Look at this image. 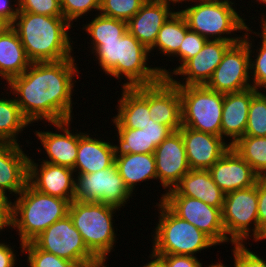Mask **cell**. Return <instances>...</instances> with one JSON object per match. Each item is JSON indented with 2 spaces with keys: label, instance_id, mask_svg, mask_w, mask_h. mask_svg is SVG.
I'll return each mask as SVG.
<instances>
[{
  "label": "cell",
  "instance_id": "cell-47",
  "mask_svg": "<svg viewBox=\"0 0 266 267\" xmlns=\"http://www.w3.org/2000/svg\"><path fill=\"white\" fill-rule=\"evenodd\" d=\"M148 258H150V261L148 260L146 264L140 267H166V265L157 256L153 255L151 252Z\"/></svg>",
  "mask_w": 266,
  "mask_h": 267
},
{
  "label": "cell",
  "instance_id": "cell-9",
  "mask_svg": "<svg viewBox=\"0 0 266 267\" xmlns=\"http://www.w3.org/2000/svg\"><path fill=\"white\" fill-rule=\"evenodd\" d=\"M222 221L230 244L248 243L251 247L249 239L258 242V181L252 187L225 194Z\"/></svg>",
  "mask_w": 266,
  "mask_h": 267
},
{
  "label": "cell",
  "instance_id": "cell-48",
  "mask_svg": "<svg viewBox=\"0 0 266 267\" xmlns=\"http://www.w3.org/2000/svg\"><path fill=\"white\" fill-rule=\"evenodd\" d=\"M144 2H154V3H166L169 5H172L174 9L176 8L175 5L178 4V7L180 6L179 3H182V0H144Z\"/></svg>",
  "mask_w": 266,
  "mask_h": 267
},
{
  "label": "cell",
  "instance_id": "cell-29",
  "mask_svg": "<svg viewBox=\"0 0 266 267\" xmlns=\"http://www.w3.org/2000/svg\"><path fill=\"white\" fill-rule=\"evenodd\" d=\"M119 174L129 191L134 195L136 186L144 181H157V170L154 153H136L115 157Z\"/></svg>",
  "mask_w": 266,
  "mask_h": 267
},
{
  "label": "cell",
  "instance_id": "cell-22",
  "mask_svg": "<svg viewBox=\"0 0 266 267\" xmlns=\"http://www.w3.org/2000/svg\"><path fill=\"white\" fill-rule=\"evenodd\" d=\"M117 115L112 116L113 128L143 129L152 122L149 114V85L120 87Z\"/></svg>",
  "mask_w": 266,
  "mask_h": 267
},
{
  "label": "cell",
  "instance_id": "cell-4",
  "mask_svg": "<svg viewBox=\"0 0 266 267\" xmlns=\"http://www.w3.org/2000/svg\"><path fill=\"white\" fill-rule=\"evenodd\" d=\"M15 198L10 202V228L19 235L21 254L24 243L31 242L54 222L68 215L70 202L41 193L29 183Z\"/></svg>",
  "mask_w": 266,
  "mask_h": 267
},
{
  "label": "cell",
  "instance_id": "cell-31",
  "mask_svg": "<svg viewBox=\"0 0 266 267\" xmlns=\"http://www.w3.org/2000/svg\"><path fill=\"white\" fill-rule=\"evenodd\" d=\"M189 29L185 17L176 10L162 25L158 32V36L154 46L149 50L161 54V57L168 56L171 59L176 57L179 59V47L185 37L186 31ZM173 57V58H172Z\"/></svg>",
  "mask_w": 266,
  "mask_h": 267
},
{
  "label": "cell",
  "instance_id": "cell-1",
  "mask_svg": "<svg viewBox=\"0 0 266 267\" xmlns=\"http://www.w3.org/2000/svg\"><path fill=\"white\" fill-rule=\"evenodd\" d=\"M76 62V58L33 62L21 75L7 83L6 87L31 126L40 121H45L42 123L45 124L74 118L72 96L77 91L74 90L77 83L74 79L81 71Z\"/></svg>",
  "mask_w": 266,
  "mask_h": 267
},
{
  "label": "cell",
  "instance_id": "cell-41",
  "mask_svg": "<svg viewBox=\"0 0 266 267\" xmlns=\"http://www.w3.org/2000/svg\"><path fill=\"white\" fill-rule=\"evenodd\" d=\"M232 246L234 267H266V259L251 251L247 244H232Z\"/></svg>",
  "mask_w": 266,
  "mask_h": 267
},
{
  "label": "cell",
  "instance_id": "cell-6",
  "mask_svg": "<svg viewBox=\"0 0 266 267\" xmlns=\"http://www.w3.org/2000/svg\"><path fill=\"white\" fill-rule=\"evenodd\" d=\"M158 222L153 228L152 249L153 255H191L205 249L216 247L217 244L204 232L190 222L175 215L162 201L156 203Z\"/></svg>",
  "mask_w": 266,
  "mask_h": 267
},
{
  "label": "cell",
  "instance_id": "cell-2",
  "mask_svg": "<svg viewBox=\"0 0 266 267\" xmlns=\"http://www.w3.org/2000/svg\"><path fill=\"white\" fill-rule=\"evenodd\" d=\"M11 26L18 33L26 55L32 63L75 58V42L72 39L76 38L69 33L72 25L64 17L19 11Z\"/></svg>",
  "mask_w": 266,
  "mask_h": 267
},
{
  "label": "cell",
  "instance_id": "cell-17",
  "mask_svg": "<svg viewBox=\"0 0 266 267\" xmlns=\"http://www.w3.org/2000/svg\"><path fill=\"white\" fill-rule=\"evenodd\" d=\"M231 45L227 41L207 40L202 50L190 58L170 80L176 86L206 85Z\"/></svg>",
  "mask_w": 266,
  "mask_h": 267
},
{
  "label": "cell",
  "instance_id": "cell-36",
  "mask_svg": "<svg viewBox=\"0 0 266 267\" xmlns=\"http://www.w3.org/2000/svg\"><path fill=\"white\" fill-rule=\"evenodd\" d=\"M207 39L204 38L202 35L196 33L195 31H192L188 29L186 31L185 37L179 47V64L174 69H166L165 66L160 67V73L162 78L164 79H170L174 74L192 57H194L196 54H198L204 44L206 43ZM171 70V71H170Z\"/></svg>",
  "mask_w": 266,
  "mask_h": 267
},
{
  "label": "cell",
  "instance_id": "cell-7",
  "mask_svg": "<svg viewBox=\"0 0 266 267\" xmlns=\"http://www.w3.org/2000/svg\"><path fill=\"white\" fill-rule=\"evenodd\" d=\"M120 211L111 205L100 202L72 201L68 214L75 228L81 234L87 248L101 261L107 262L110 252L116 246L114 216ZM115 244V245H114Z\"/></svg>",
  "mask_w": 266,
  "mask_h": 267
},
{
  "label": "cell",
  "instance_id": "cell-40",
  "mask_svg": "<svg viewBox=\"0 0 266 267\" xmlns=\"http://www.w3.org/2000/svg\"><path fill=\"white\" fill-rule=\"evenodd\" d=\"M19 11L63 17L60 0H19Z\"/></svg>",
  "mask_w": 266,
  "mask_h": 267
},
{
  "label": "cell",
  "instance_id": "cell-14",
  "mask_svg": "<svg viewBox=\"0 0 266 267\" xmlns=\"http://www.w3.org/2000/svg\"><path fill=\"white\" fill-rule=\"evenodd\" d=\"M157 181L163 187L159 201L164 194L172 190L191 169L189 167L186 150L180 130L173 131L163 140L154 151Z\"/></svg>",
  "mask_w": 266,
  "mask_h": 267
},
{
  "label": "cell",
  "instance_id": "cell-32",
  "mask_svg": "<svg viewBox=\"0 0 266 267\" xmlns=\"http://www.w3.org/2000/svg\"><path fill=\"white\" fill-rule=\"evenodd\" d=\"M4 90H6L5 95L9 93L7 95L9 98L4 95L0 98V142L21 144L18 139L19 134L22 136L23 131L31 124L22 115L19 105L8 88Z\"/></svg>",
  "mask_w": 266,
  "mask_h": 267
},
{
  "label": "cell",
  "instance_id": "cell-53",
  "mask_svg": "<svg viewBox=\"0 0 266 267\" xmlns=\"http://www.w3.org/2000/svg\"><path fill=\"white\" fill-rule=\"evenodd\" d=\"M210 1H227V2H235L233 0H210Z\"/></svg>",
  "mask_w": 266,
  "mask_h": 267
},
{
  "label": "cell",
  "instance_id": "cell-49",
  "mask_svg": "<svg viewBox=\"0 0 266 267\" xmlns=\"http://www.w3.org/2000/svg\"><path fill=\"white\" fill-rule=\"evenodd\" d=\"M9 24H7L4 20H2L0 18V33L8 26Z\"/></svg>",
  "mask_w": 266,
  "mask_h": 267
},
{
  "label": "cell",
  "instance_id": "cell-30",
  "mask_svg": "<svg viewBox=\"0 0 266 267\" xmlns=\"http://www.w3.org/2000/svg\"><path fill=\"white\" fill-rule=\"evenodd\" d=\"M259 15L261 16H258V18H261V25H259V27L261 26V31L255 32L253 29L251 30V28L253 27L248 25L243 39L247 43L248 53L250 57L249 65L252 88L256 89L257 91H262V89H264V91L266 92V11L265 14L263 13L262 15L261 13ZM250 34H252L253 36ZM254 34L255 37L260 38V42H258L259 45H257L258 47L255 46ZM254 47H256V49ZM252 57L255 59H253Z\"/></svg>",
  "mask_w": 266,
  "mask_h": 267
},
{
  "label": "cell",
  "instance_id": "cell-45",
  "mask_svg": "<svg viewBox=\"0 0 266 267\" xmlns=\"http://www.w3.org/2000/svg\"><path fill=\"white\" fill-rule=\"evenodd\" d=\"M0 240V267H15L17 264V253L14 250L15 246H11L9 243Z\"/></svg>",
  "mask_w": 266,
  "mask_h": 267
},
{
  "label": "cell",
  "instance_id": "cell-51",
  "mask_svg": "<svg viewBox=\"0 0 266 267\" xmlns=\"http://www.w3.org/2000/svg\"><path fill=\"white\" fill-rule=\"evenodd\" d=\"M253 1H255L256 4L258 3L257 5H259V4H263V6L266 7V6H265V5H266V0H253ZM253 1L251 0V3H252Z\"/></svg>",
  "mask_w": 266,
  "mask_h": 267
},
{
  "label": "cell",
  "instance_id": "cell-35",
  "mask_svg": "<svg viewBox=\"0 0 266 267\" xmlns=\"http://www.w3.org/2000/svg\"><path fill=\"white\" fill-rule=\"evenodd\" d=\"M244 136L266 137V93L258 91L249 105Z\"/></svg>",
  "mask_w": 266,
  "mask_h": 267
},
{
  "label": "cell",
  "instance_id": "cell-21",
  "mask_svg": "<svg viewBox=\"0 0 266 267\" xmlns=\"http://www.w3.org/2000/svg\"><path fill=\"white\" fill-rule=\"evenodd\" d=\"M149 114L159 124L177 131L182 126L181 98L178 86L162 78L149 85Z\"/></svg>",
  "mask_w": 266,
  "mask_h": 267
},
{
  "label": "cell",
  "instance_id": "cell-11",
  "mask_svg": "<svg viewBox=\"0 0 266 267\" xmlns=\"http://www.w3.org/2000/svg\"><path fill=\"white\" fill-rule=\"evenodd\" d=\"M132 196L116 164L90 174H75L74 201L100 202L121 210Z\"/></svg>",
  "mask_w": 266,
  "mask_h": 267
},
{
  "label": "cell",
  "instance_id": "cell-5",
  "mask_svg": "<svg viewBox=\"0 0 266 267\" xmlns=\"http://www.w3.org/2000/svg\"><path fill=\"white\" fill-rule=\"evenodd\" d=\"M237 4L227 1L182 0L180 6L182 9L176 10H179L185 17L190 30L202 35L207 40H221L234 44L243 39L244 32L248 27L245 22L247 18L240 16L242 13L237 11ZM242 31L241 36L235 34Z\"/></svg>",
  "mask_w": 266,
  "mask_h": 267
},
{
  "label": "cell",
  "instance_id": "cell-23",
  "mask_svg": "<svg viewBox=\"0 0 266 267\" xmlns=\"http://www.w3.org/2000/svg\"><path fill=\"white\" fill-rule=\"evenodd\" d=\"M117 143L113 144L115 157L136 154L154 153L156 147L173 131L166 125L152 120L143 129L116 128Z\"/></svg>",
  "mask_w": 266,
  "mask_h": 267
},
{
  "label": "cell",
  "instance_id": "cell-42",
  "mask_svg": "<svg viewBox=\"0 0 266 267\" xmlns=\"http://www.w3.org/2000/svg\"><path fill=\"white\" fill-rule=\"evenodd\" d=\"M266 240V177L258 179V242Z\"/></svg>",
  "mask_w": 266,
  "mask_h": 267
},
{
  "label": "cell",
  "instance_id": "cell-26",
  "mask_svg": "<svg viewBox=\"0 0 266 267\" xmlns=\"http://www.w3.org/2000/svg\"><path fill=\"white\" fill-rule=\"evenodd\" d=\"M258 91L254 88H248L243 91L224 94L221 137L230 140L232 146L240 137L244 136L249 105L252 97Z\"/></svg>",
  "mask_w": 266,
  "mask_h": 267
},
{
  "label": "cell",
  "instance_id": "cell-19",
  "mask_svg": "<svg viewBox=\"0 0 266 267\" xmlns=\"http://www.w3.org/2000/svg\"><path fill=\"white\" fill-rule=\"evenodd\" d=\"M22 146L0 142V194L10 202V194L17 197L28 183L29 154Z\"/></svg>",
  "mask_w": 266,
  "mask_h": 267
},
{
  "label": "cell",
  "instance_id": "cell-39",
  "mask_svg": "<svg viewBox=\"0 0 266 267\" xmlns=\"http://www.w3.org/2000/svg\"><path fill=\"white\" fill-rule=\"evenodd\" d=\"M63 17L74 27L79 18L88 16L89 12L99 13L100 0H60ZM78 19V20H77Z\"/></svg>",
  "mask_w": 266,
  "mask_h": 267
},
{
  "label": "cell",
  "instance_id": "cell-43",
  "mask_svg": "<svg viewBox=\"0 0 266 267\" xmlns=\"http://www.w3.org/2000/svg\"><path fill=\"white\" fill-rule=\"evenodd\" d=\"M166 267H204L198 257L191 255H155Z\"/></svg>",
  "mask_w": 266,
  "mask_h": 267
},
{
  "label": "cell",
  "instance_id": "cell-18",
  "mask_svg": "<svg viewBox=\"0 0 266 267\" xmlns=\"http://www.w3.org/2000/svg\"><path fill=\"white\" fill-rule=\"evenodd\" d=\"M187 161L190 169L209 170L230 148L221 136L181 126Z\"/></svg>",
  "mask_w": 266,
  "mask_h": 267
},
{
  "label": "cell",
  "instance_id": "cell-33",
  "mask_svg": "<svg viewBox=\"0 0 266 267\" xmlns=\"http://www.w3.org/2000/svg\"><path fill=\"white\" fill-rule=\"evenodd\" d=\"M91 22L83 24L82 30L90 36L87 48L92 52L101 42L118 41L128 31L127 22L115 18H110L98 13L94 15Z\"/></svg>",
  "mask_w": 266,
  "mask_h": 267
},
{
  "label": "cell",
  "instance_id": "cell-38",
  "mask_svg": "<svg viewBox=\"0 0 266 267\" xmlns=\"http://www.w3.org/2000/svg\"><path fill=\"white\" fill-rule=\"evenodd\" d=\"M144 3V0H100L99 13L128 22Z\"/></svg>",
  "mask_w": 266,
  "mask_h": 267
},
{
  "label": "cell",
  "instance_id": "cell-10",
  "mask_svg": "<svg viewBox=\"0 0 266 267\" xmlns=\"http://www.w3.org/2000/svg\"><path fill=\"white\" fill-rule=\"evenodd\" d=\"M31 242L37 248L77 263L80 267H93L101 262L87 248L69 214L54 222Z\"/></svg>",
  "mask_w": 266,
  "mask_h": 267
},
{
  "label": "cell",
  "instance_id": "cell-25",
  "mask_svg": "<svg viewBox=\"0 0 266 267\" xmlns=\"http://www.w3.org/2000/svg\"><path fill=\"white\" fill-rule=\"evenodd\" d=\"M166 3L145 2L127 22L128 32L150 50L165 21L176 11Z\"/></svg>",
  "mask_w": 266,
  "mask_h": 267
},
{
  "label": "cell",
  "instance_id": "cell-8",
  "mask_svg": "<svg viewBox=\"0 0 266 267\" xmlns=\"http://www.w3.org/2000/svg\"><path fill=\"white\" fill-rule=\"evenodd\" d=\"M182 126L221 136L224 94L206 85L178 86Z\"/></svg>",
  "mask_w": 266,
  "mask_h": 267
},
{
  "label": "cell",
  "instance_id": "cell-50",
  "mask_svg": "<svg viewBox=\"0 0 266 267\" xmlns=\"http://www.w3.org/2000/svg\"><path fill=\"white\" fill-rule=\"evenodd\" d=\"M218 260H219V262L215 263V264H214V267H226V265L223 264V262H221V261H223V260H221V259H218Z\"/></svg>",
  "mask_w": 266,
  "mask_h": 267
},
{
  "label": "cell",
  "instance_id": "cell-37",
  "mask_svg": "<svg viewBox=\"0 0 266 267\" xmlns=\"http://www.w3.org/2000/svg\"><path fill=\"white\" fill-rule=\"evenodd\" d=\"M22 253L26 254L27 267H80L77 263L37 248L32 242L23 244Z\"/></svg>",
  "mask_w": 266,
  "mask_h": 267
},
{
  "label": "cell",
  "instance_id": "cell-20",
  "mask_svg": "<svg viewBox=\"0 0 266 267\" xmlns=\"http://www.w3.org/2000/svg\"><path fill=\"white\" fill-rule=\"evenodd\" d=\"M209 171L225 194L252 187L260 177L232 146Z\"/></svg>",
  "mask_w": 266,
  "mask_h": 267
},
{
  "label": "cell",
  "instance_id": "cell-13",
  "mask_svg": "<svg viewBox=\"0 0 266 267\" xmlns=\"http://www.w3.org/2000/svg\"><path fill=\"white\" fill-rule=\"evenodd\" d=\"M247 43L244 39L232 44L225 52L206 86L219 93H233L251 88Z\"/></svg>",
  "mask_w": 266,
  "mask_h": 267
},
{
  "label": "cell",
  "instance_id": "cell-34",
  "mask_svg": "<svg viewBox=\"0 0 266 267\" xmlns=\"http://www.w3.org/2000/svg\"><path fill=\"white\" fill-rule=\"evenodd\" d=\"M232 147L260 177H266V137L242 136Z\"/></svg>",
  "mask_w": 266,
  "mask_h": 267
},
{
  "label": "cell",
  "instance_id": "cell-44",
  "mask_svg": "<svg viewBox=\"0 0 266 267\" xmlns=\"http://www.w3.org/2000/svg\"><path fill=\"white\" fill-rule=\"evenodd\" d=\"M18 13L19 0H0V18L7 24L11 25L15 21Z\"/></svg>",
  "mask_w": 266,
  "mask_h": 267
},
{
  "label": "cell",
  "instance_id": "cell-16",
  "mask_svg": "<svg viewBox=\"0 0 266 267\" xmlns=\"http://www.w3.org/2000/svg\"><path fill=\"white\" fill-rule=\"evenodd\" d=\"M31 155L28 161V183L37 191L73 201L75 193V172L73 169L35 161Z\"/></svg>",
  "mask_w": 266,
  "mask_h": 267
},
{
  "label": "cell",
  "instance_id": "cell-28",
  "mask_svg": "<svg viewBox=\"0 0 266 267\" xmlns=\"http://www.w3.org/2000/svg\"><path fill=\"white\" fill-rule=\"evenodd\" d=\"M18 33L8 25L0 33V80L6 84L21 75L31 65Z\"/></svg>",
  "mask_w": 266,
  "mask_h": 267
},
{
  "label": "cell",
  "instance_id": "cell-54",
  "mask_svg": "<svg viewBox=\"0 0 266 267\" xmlns=\"http://www.w3.org/2000/svg\"><path fill=\"white\" fill-rule=\"evenodd\" d=\"M214 264H215V262L213 263H211L210 265H207L206 267H214Z\"/></svg>",
  "mask_w": 266,
  "mask_h": 267
},
{
  "label": "cell",
  "instance_id": "cell-46",
  "mask_svg": "<svg viewBox=\"0 0 266 267\" xmlns=\"http://www.w3.org/2000/svg\"><path fill=\"white\" fill-rule=\"evenodd\" d=\"M6 227L10 229V201L0 194V233Z\"/></svg>",
  "mask_w": 266,
  "mask_h": 267
},
{
  "label": "cell",
  "instance_id": "cell-27",
  "mask_svg": "<svg viewBox=\"0 0 266 267\" xmlns=\"http://www.w3.org/2000/svg\"><path fill=\"white\" fill-rule=\"evenodd\" d=\"M164 196H188L208 205L223 208L225 193L213 181L209 170L191 169Z\"/></svg>",
  "mask_w": 266,
  "mask_h": 267
},
{
  "label": "cell",
  "instance_id": "cell-3",
  "mask_svg": "<svg viewBox=\"0 0 266 267\" xmlns=\"http://www.w3.org/2000/svg\"><path fill=\"white\" fill-rule=\"evenodd\" d=\"M91 53L104 75L125 78L121 87L151 85L162 79L160 66L147 63L153 57L149 50L128 31L118 41L101 42Z\"/></svg>",
  "mask_w": 266,
  "mask_h": 267
},
{
  "label": "cell",
  "instance_id": "cell-12",
  "mask_svg": "<svg viewBox=\"0 0 266 267\" xmlns=\"http://www.w3.org/2000/svg\"><path fill=\"white\" fill-rule=\"evenodd\" d=\"M162 202L179 218L208 235L217 245L231 242L226 237L222 208L188 196H164Z\"/></svg>",
  "mask_w": 266,
  "mask_h": 267
},
{
  "label": "cell",
  "instance_id": "cell-52",
  "mask_svg": "<svg viewBox=\"0 0 266 267\" xmlns=\"http://www.w3.org/2000/svg\"><path fill=\"white\" fill-rule=\"evenodd\" d=\"M106 265H107V262H100V263L96 264V265L93 266V267H108V266H106Z\"/></svg>",
  "mask_w": 266,
  "mask_h": 267
},
{
  "label": "cell",
  "instance_id": "cell-24",
  "mask_svg": "<svg viewBox=\"0 0 266 267\" xmlns=\"http://www.w3.org/2000/svg\"><path fill=\"white\" fill-rule=\"evenodd\" d=\"M108 141L103 137L95 138L89 131L79 130V145L73 169L75 174H90L113 166L114 142Z\"/></svg>",
  "mask_w": 266,
  "mask_h": 267
},
{
  "label": "cell",
  "instance_id": "cell-15",
  "mask_svg": "<svg viewBox=\"0 0 266 267\" xmlns=\"http://www.w3.org/2000/svg\"><path fill=\"white\" fill-rule=\"evenodd\" d=\"M72 122L73 119L48 123L47 126L51 125L52 127L53 125L56 128L55 132L40 131V129L33 131L37 140L40 141L42 149H44L43 153L47 154L45 159L43 157V159L38 160L74 169L79 145V132L78 129H71Z\"/></svg>",
  "mask_w": 266,
  "mask_h": 267
}]
</instances>
